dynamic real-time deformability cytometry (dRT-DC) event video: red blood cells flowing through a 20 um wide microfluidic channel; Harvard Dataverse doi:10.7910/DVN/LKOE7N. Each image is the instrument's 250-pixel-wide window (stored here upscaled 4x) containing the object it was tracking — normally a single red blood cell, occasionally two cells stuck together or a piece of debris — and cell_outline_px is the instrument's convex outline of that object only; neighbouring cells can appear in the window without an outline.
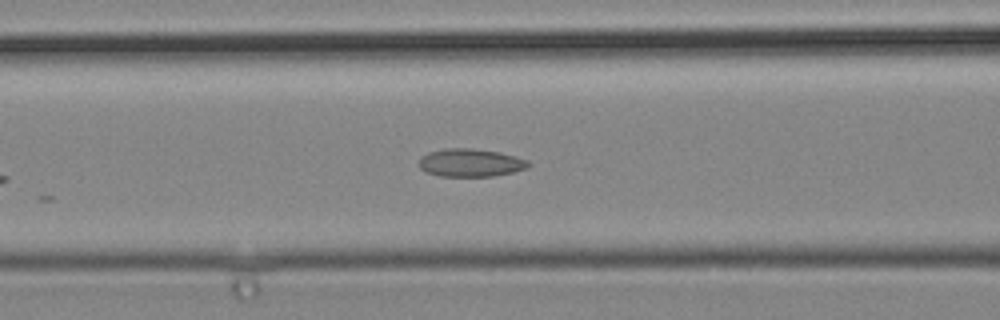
{"species": "common noctule bat (a hibernating species)", "species_latin": "Nyctalus noctula", "temperature_condition": "cold", "stored_images_in_passage": 30, "camera_frame_rate_fps": 3000, "um_per_image_px": 0.085, "animal": {"sex": "male", "body_mass_g": 19.2, "forearm_length_mm": 51.8}, "frame": {"image": 1, "passage_image": 8, "time_ms": 2.333, "image_size_px": [1000, 320], "cell_outline_px": [[532, 164], [528, 168], [512, 172], [492, 176], [440, 176], [424, 172], [420, 168], [420, 156], [428, 152], [444, 148], [472, 148], [500, 152], [516, 156], [528, 160]], "centroid_in_image_um": [40.0, 13.82], "position_along_channel_um": 126.6, "area_um2": 18.03}}
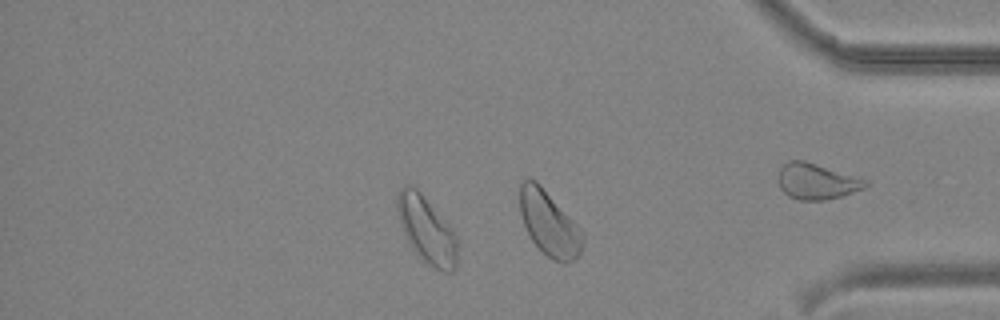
{"frame": {"image": 2, "passage_image": 23, "time_ms": 7.333, "image_size_px": [1000, 320], "cell_outline_px": [[456, 264], [452, 272], [444, 272], [428, 264], [416, 252], [408, 240], [400, 224], [396, 208], [396, 192], [404, 184], [408, 184], [416, 188], [420, 192], [456, 236]], "centroid_in_image_um": [36.21, 19.5], "position_along_channel_um": 399.0, "area_um2": 22.6}}